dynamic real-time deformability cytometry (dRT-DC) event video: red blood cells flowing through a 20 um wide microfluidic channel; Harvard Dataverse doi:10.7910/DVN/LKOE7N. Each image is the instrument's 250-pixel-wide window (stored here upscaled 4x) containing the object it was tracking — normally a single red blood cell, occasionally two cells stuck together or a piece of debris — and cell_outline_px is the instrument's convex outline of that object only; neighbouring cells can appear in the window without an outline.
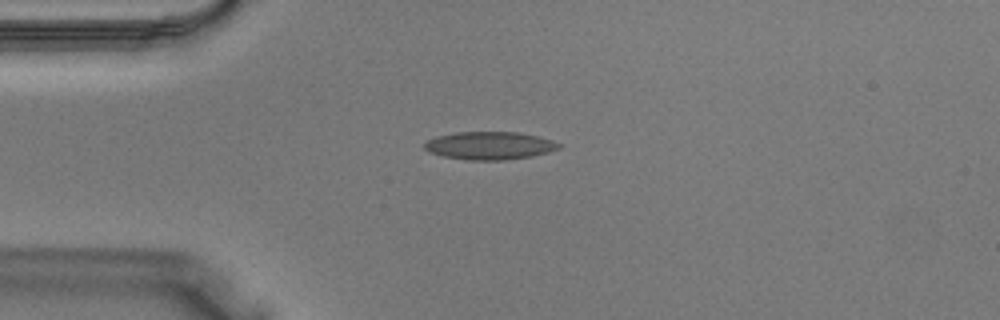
{"species": "Egyptian fruit bat (a non-hibernating species)", "species_latin": "Rousettus aegyptiacus", "temperature_condition": "warm", "stored_images_in_passage": 30, "camera_frame_rate_fps": 3000, "um_per_image_px": 0.085, "animal": {"sex": "male"}, "frame": {"image": 1, "passage_image": 1, "time_ms": 0.0, "image_size_px": [1000, 320], "cell_outline_px": [[560, 148], [548, 152], [532, 156], [504, 160], [468, 160], [444, 156], [428, 152], [424, 148], [424, 144], [428, 140], [436, 136], [456, 132], [520, 132], [540, 136], [552, 140], [560, 144]], "centroid_in_image_um": [41.62, 12.37], "position_along_channel_um": 43.4, "area_um2": 21.91}}
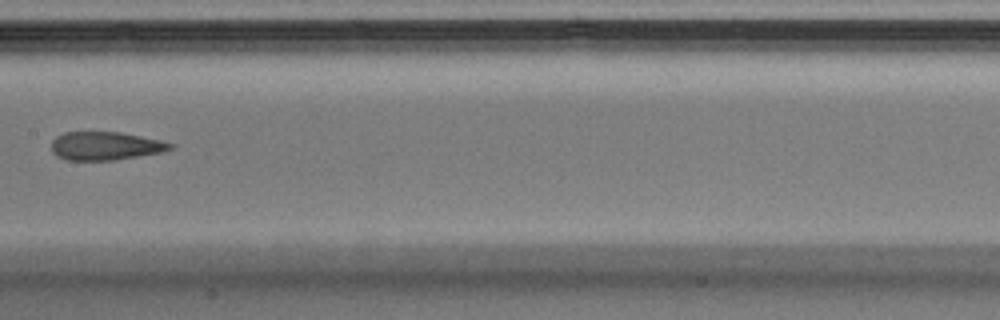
{"frame": {"image": 2, "passage_image": 11, "time_ms": 3.333, "image_size_px": [1000, 320], "cell_outline_px": [[176, 148], [164, 152], [112, 160], [68, 160], [56, 156], [52, 152], [52, 140], [56, 136], [64, 132], [120, 132], [160, 140], [176, 144]], "centroid_in_image_um": [8.99, 12.4], "position_along_channel_um": 198.4, "area_um2": 19.77}}
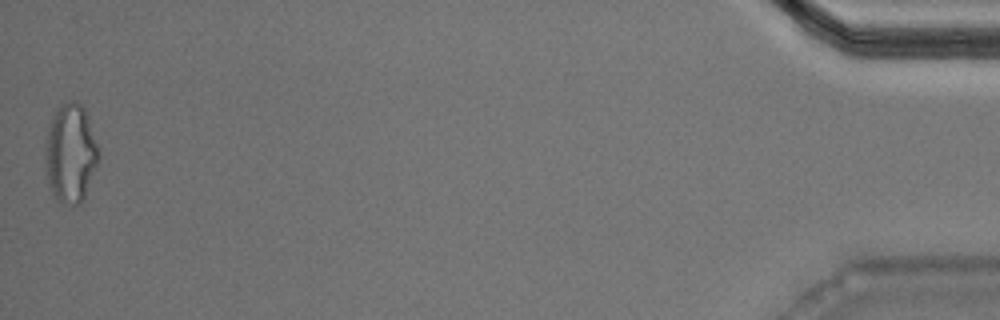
{"frame": {"image": 3, "passage_image": 30, "time_ms": 9.667, "image_size_px": [1000, 320], "cell_outline_px": [[100, 156], [84, 200], [80, 204], [60, 204], [56, 200], [48, 188], [44, 144], [48, 124], [56, 108], [60, 104], [72, 100], [76, 100], [84, 108]], "centroid_in_image_um": [5.95, 13.06], "position_along_channel_um": 429.2, "area_um2": 31.1}}